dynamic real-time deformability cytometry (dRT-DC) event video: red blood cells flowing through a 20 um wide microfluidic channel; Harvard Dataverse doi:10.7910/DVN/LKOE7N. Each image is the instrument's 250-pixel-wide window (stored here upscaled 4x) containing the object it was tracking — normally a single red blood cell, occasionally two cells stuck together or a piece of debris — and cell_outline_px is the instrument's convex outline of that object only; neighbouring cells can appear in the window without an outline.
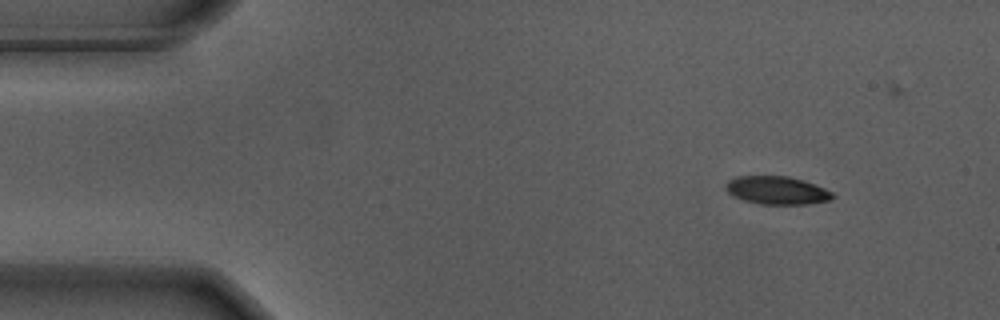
{"species": "Egyptian fruit bat (a non-hibernating species)", "species_latin": "Rousettus aegyptiacus", "temperature_condition": "warm", "stored_images_in_passage": 43, "camera_frame_rate_fps": 3000, "um_per_image_px": 0.085, "animal": {"sex": "male"}, "frame": {"image": 1, "passage_image": 1, "time_ms": 0.0, "image_size_px": [1000, 320], "cell_outline_px": [[836, 196], [828, 200], [808, 204], [760, 204], [744, 200], [728, 192], [724, 188], [728, 180], [736, 176], [788, 176], [824, 188], [832, 192]], "centroid_in_image_um": [66.01, 16.18], "position_along_channel_um": 19.0, "area_um2": 17.22}}
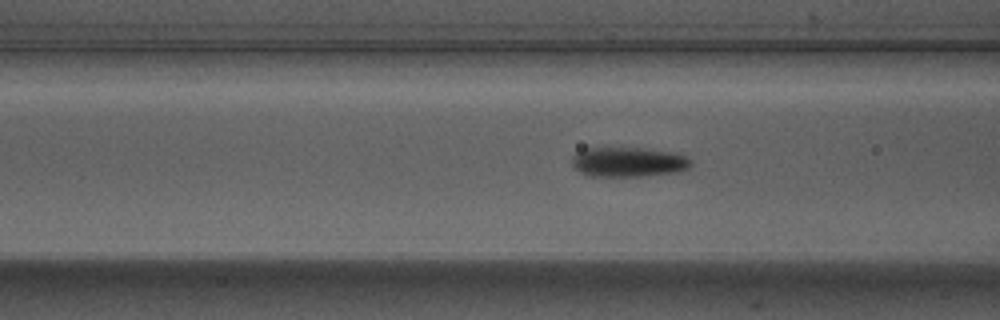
{"frame": {"image": 2, "passage_image": 16, "time_ms": 5.0, "image_size_px": [1000, 320], "cell_outline_px": [[692, 164], [688, 168], [680, 172], [640, 176], [588, 176], [580, 172], [572, 164], [572, 156], [584, 148], [604, 144], [640, 148], [668, 152], [684, 156], [692, 160]], "centroid_in_image_um": [53.33, 13.73], "position_along_channel_um": 113.3, "area_um2": 21.27}}
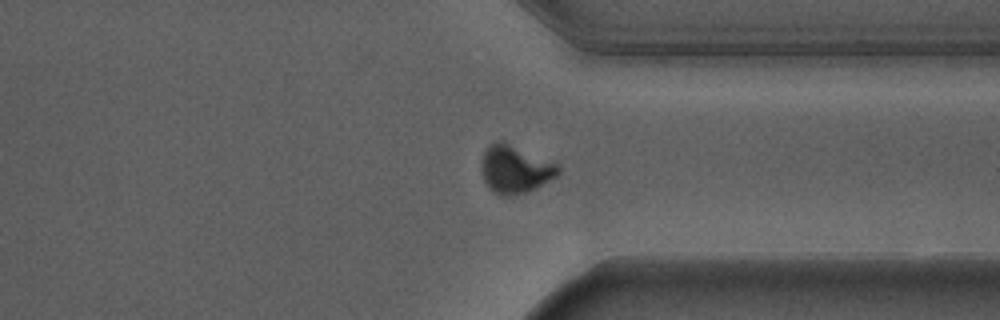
{"frame": {"image": 3, "passage_image": 37, "time_ms": 12.0, "image_size_px": [1000, 320], "cell_outline_px": [[560, 172], [556, 176], [536, 188], [512, 196], [504, 196], [492, 192], [488, 188], [480, 172], [480, 160], [484, 148], [488, 144], [496, 140], [504, 140], [556, 160], [560, 168]], "centroid_in_image_um": [43.77, 14.32], "position_along_channel_um": 367.6, "area_um2": 22.6}, "authors_computed_cell_mechanics": {"area_um2": 20.6924, "velocity_mm_per_s": 3.6529, "shape_relaxation_time_tau1_ms": 3.0783, "shape_relaxation_time_tau2_ms": null, "deformation_change_tau1": 0.189, "deformation_change_tau2": null}}